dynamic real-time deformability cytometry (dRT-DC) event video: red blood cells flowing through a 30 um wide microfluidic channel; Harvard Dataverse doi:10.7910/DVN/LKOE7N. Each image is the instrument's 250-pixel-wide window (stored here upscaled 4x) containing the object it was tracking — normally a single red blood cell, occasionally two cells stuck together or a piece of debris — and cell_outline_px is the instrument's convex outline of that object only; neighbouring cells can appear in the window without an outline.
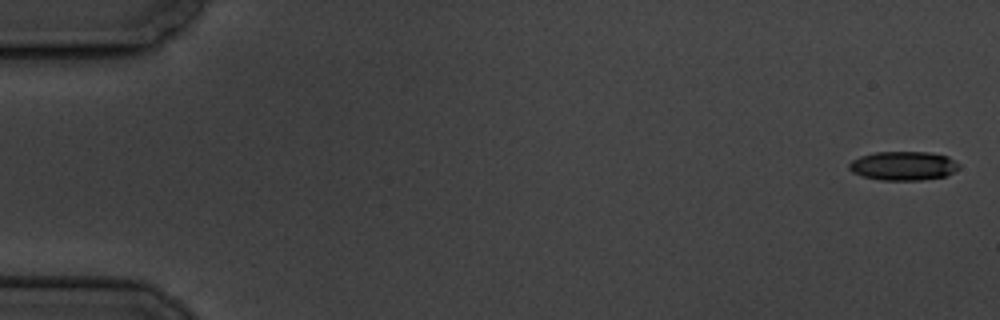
{"species": "common noctule bat (a hibernating species)", "species_latin": "Nyctalus noctula", "temperature_condition": "cold", "stored_images_in_passage": 5, "camera_frame_rate_fps": 3000, "um_per_image_px": 0.085, "animal": {"sex": "male", "body_mass_g": 19.5, "forearm_length_mm": 54.6}, "frame": {"image": 1, "passage_image": 1, "time_ms": 0.0, "image_size_px": [1000, 320], "cell_outline_px": [[960, 168], [944, 176], [920, 180], [880, 180], [860, 176], [852, 172], [848, 168], [848, 164], [852, 160], [860, 156], [876, 152], [928, 152], [948, 156], [960, 164]], "centroid_in_image_um": [76.76, 14.09], "position_along_channel_um": 8.2, "area_um2": 18.61}}
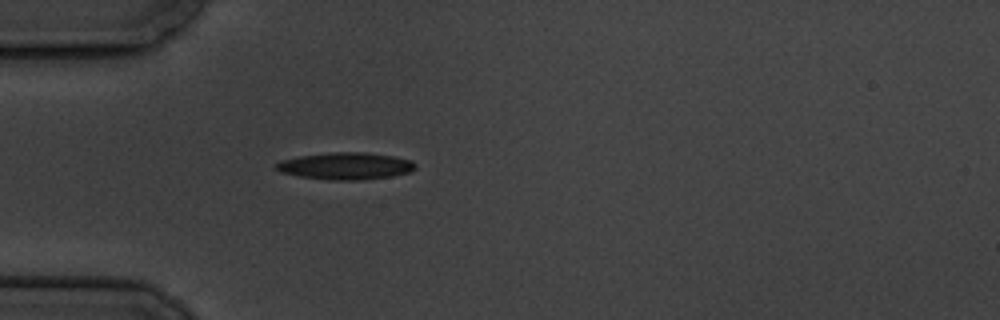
{"frame": {"image": 2, "passage_image": 5, "time_ms": 5.333, "image_size_px": [1000, 320], "cell_outline_px": [[416, 168], [412, 172], [392, 176], [360, 180], [328, 180], [300, 176], [280, 172], [276, 168], [276, 164], [280, 160], [300, 156], [332, 152], [364, 152], [392, 156], [412, 160], [416, 164]], "centroid_in_image_um": [29.41, 14.11], "position_along_channel_um": 55.6, "area_um2": 21.96}}